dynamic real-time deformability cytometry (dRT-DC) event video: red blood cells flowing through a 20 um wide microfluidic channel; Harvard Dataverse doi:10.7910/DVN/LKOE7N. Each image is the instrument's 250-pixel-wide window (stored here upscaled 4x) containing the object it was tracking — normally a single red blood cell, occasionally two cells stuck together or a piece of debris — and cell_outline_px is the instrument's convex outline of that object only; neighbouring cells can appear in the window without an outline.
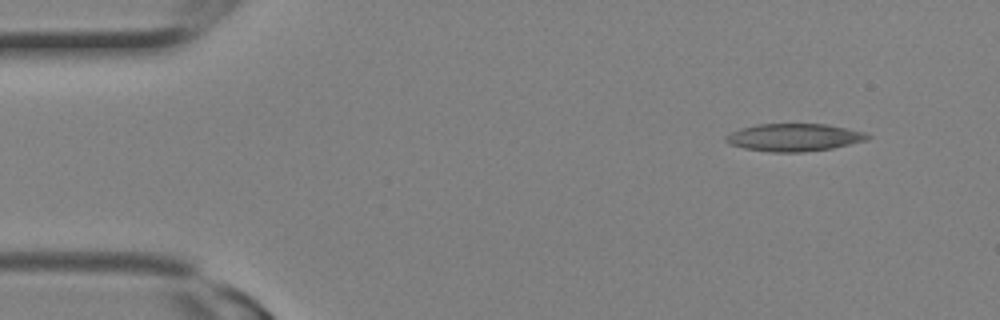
{"species": "Egyptian fruit bat (a non-hibernating species)", "species_latin": "Rousettus aegyptiacus", "temperature_condition": "room temperature", "stored_images_in_passage": 3, "camera_frame_rate_fps": 3000, "um_per_image_px": 0.085, "animal": {"sex": "female"}, "frame": {"image": 1, "passage_image": 1, "time_ms": 0.0, "image_size_px": [1000, 320], "cell_outline_px": [[872, 136], [868, 140], [832, 148], [804, 152], [768, 152], [744, 148], [732, 144], [724, 140], [724, 136], [740, 128], [756, 124], [828, 124], [864, 132]], "centroid_in_image_um": [67.5, 11.68], "position_along_channel_um": 17.5, "area_um2": 22.83}}